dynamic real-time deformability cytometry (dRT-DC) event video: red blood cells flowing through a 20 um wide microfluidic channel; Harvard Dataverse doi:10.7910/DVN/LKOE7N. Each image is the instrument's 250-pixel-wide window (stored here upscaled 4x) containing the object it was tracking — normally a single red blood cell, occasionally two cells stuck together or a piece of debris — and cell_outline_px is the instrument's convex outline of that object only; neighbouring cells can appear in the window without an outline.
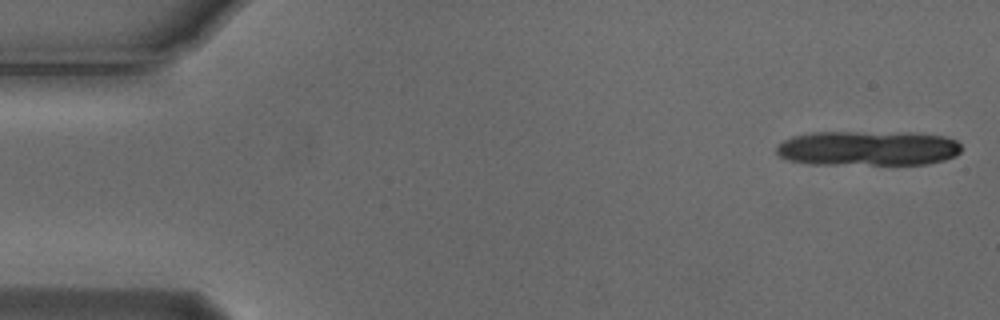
{"species": "Egyptian fruit bat (a non-hibernating species)", "species_latin": "Rousettus aegyptiacus", "temperature_condition": "cold", "stored_images_in_passage": 5, "camera_frame_rate_fps": 3000, "um_per_image_px": 0.085, "animal": {"sex": "male"}, "frame": {"image": 1, "passage_image": 1, "time_ms": 0.0, "image_size_px": [1000, 320], "cell_outline_px": [[960, 152], [956, 156], [944, 160], [928, 164], [812, 164], [788, 160], [780, 156], [776, 152], [776, 148], [784, 140], [792, 136], [812, 132], [916, 132], [944, 136], [956, 140], [960, 144]], "centroid_in_image_um": [73.8, 12.59], "position_along_channel_um": 11.2, "area_um2": 37.97}}
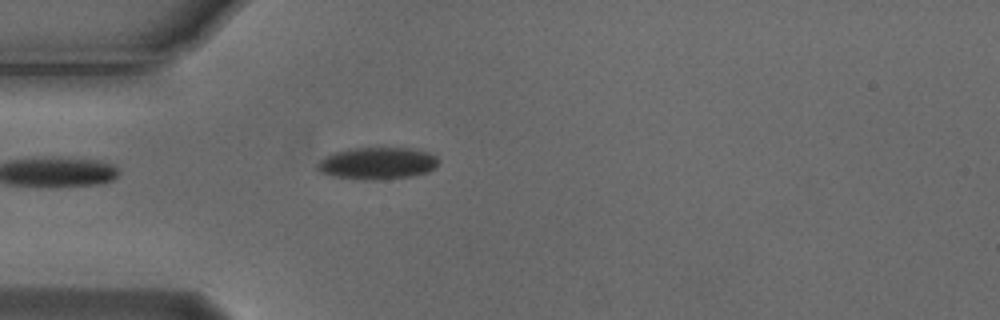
{"frame": {"image": 2, "passage_image": 5, "time_ms": 1.333, "image_size_px": [1000, 320], "cell_outline_px": [[440, 160], [436, 168], [428, 172], [408, 176], [336, 176], [320, 172], [316, 168], [316, 164], [324, 156], [332, 152], [348, 148], [412, 148], [428, 152], [436, 156]], "centroid_in_image_um": [32.1, 13.8], "position_along_channel_um": 52.9, "area_um2": 21.56}}